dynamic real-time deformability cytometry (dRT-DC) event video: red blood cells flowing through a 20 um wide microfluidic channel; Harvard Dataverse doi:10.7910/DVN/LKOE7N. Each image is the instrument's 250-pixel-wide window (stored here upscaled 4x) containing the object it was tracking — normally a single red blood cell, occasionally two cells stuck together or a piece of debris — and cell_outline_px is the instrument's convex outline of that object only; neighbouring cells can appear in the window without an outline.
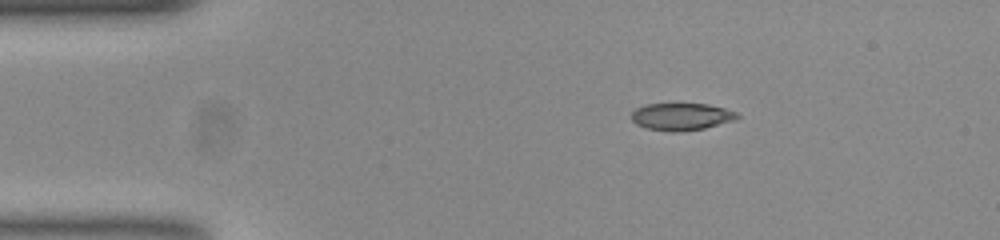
{"species": "common noctule bat (a hibernating species)", "species_latin": "Nyctalus noctula", "temperature_condition": "room temperature", "stored_images_in_passage": 46, "camera_frame_rate_fps": 3000, "um_per_image_px": 0.085, "animal": {"sex": "female", "body_mass_g": 23.0, "forearm_length_mm": 53.4}, "frame": {"image": 1, "passage_image": 1, "time_ms": 0.0, "image_size_px": [1000, 240], "cell_outline_px": [[740, 116], [736, 120], [704, 128], [680, 132], [672, 132], [648, 128], [636, 124], [632, 120], [632, 112], [636, 108], [644, 104], [708, 104], [724, 108], [736, 112]], "centroid_in_image_um": [57.93, 9.91], "position_along_channel_um": 27.1, "area_um2": 16.76}}
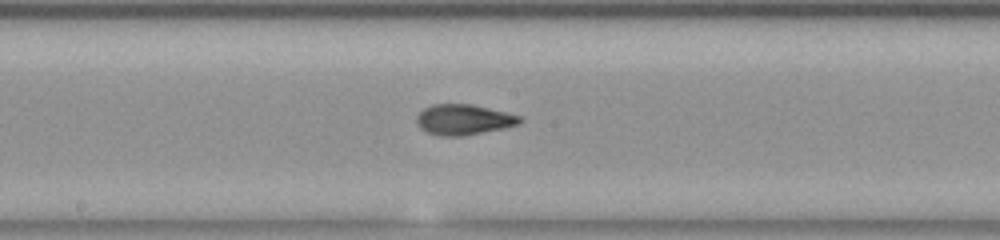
{"frame": {"image": 2, "passage_image": 20, "time_ms": 6.333, "image_size_px": [1000, 240], "cell_outline_px": [[524, 120], [520, 124], [504, 128], [464, 136], [440, 136], [428, 132], [420, 128], [416, 124], [416, 116], [424, 108], [432, 104], [472, 104], [520, 116]], "centroid_in_image_um": [39.4, 10.17], "position_along_channel_um": 208.8, "area_um2": 18.38}}
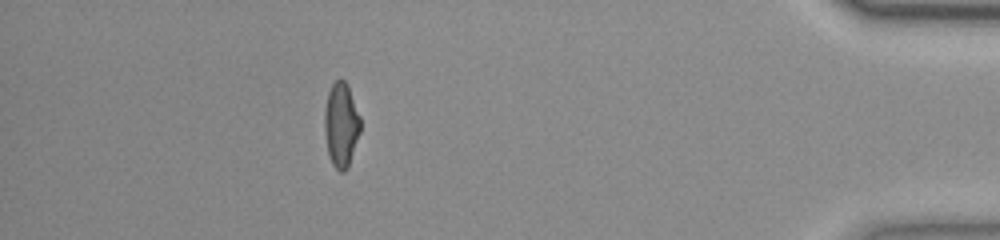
{"frame": {"image": 3, "passage_image": 40, "time_ms": 13.0, "image_size_px": [1000, 240], "cell_outline_px": [[360, 132], [348, 168], [344, 172], [340, 172], [332, 164], [328, 156], [324, 132], [324, 112], [328, 92], [332, 84], [340, 76], [348, 84], [360, 116]], "centroid_in_image_um": [28.99, 10.6], "position_along_channel_um": 406.2, "area_um2": 17.98}, "authors_computed_cell_mechanics": {"area_um2": 17.918, "velocity_mm_per_s": 3.7774, "shape_relaxation_time_tau1_ms": null, "shape_relaxation_time_tau2_ms": 1.1872, "deformation_change_tau1": null, "deformation_change_tau2": 0.073}}